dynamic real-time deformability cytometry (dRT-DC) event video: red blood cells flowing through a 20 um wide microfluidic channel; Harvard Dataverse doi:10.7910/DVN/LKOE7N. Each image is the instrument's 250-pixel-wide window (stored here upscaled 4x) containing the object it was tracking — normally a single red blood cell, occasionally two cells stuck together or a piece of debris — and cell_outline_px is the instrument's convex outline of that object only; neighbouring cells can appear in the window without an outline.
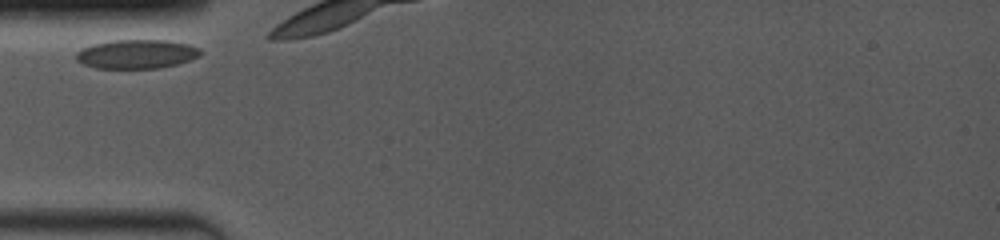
{"species": "common noctule bat (a hibernating species)", "species_latin": "Nyctalus noctula", "temperature_condition": "room temperature", "stored_images_in_passage": 3, "camera_frame_rate_fps": 4000, "um_per_image_px": 0.085, "animal": {"sex": "female", "body_mass_g": 19.0, "forearm_length_mm": 53.3}, "frame": {"image": 1, "passage_image": 1, "time_ms": 0.0, "image_size_px": [1000, 240], "cell_outline_px": [[204, 52], [200, 56], [176, 64], [160, 68], [96, 68], [84, 64], [76, 60], [76, 52], [92, 44], [112, 40], [168, 40], [188, 44], [200, 48]], "centroid_in_image_um": [11.64, 4.59], "position_along_channel_um": 73.4, "area_um2": 21.04}}